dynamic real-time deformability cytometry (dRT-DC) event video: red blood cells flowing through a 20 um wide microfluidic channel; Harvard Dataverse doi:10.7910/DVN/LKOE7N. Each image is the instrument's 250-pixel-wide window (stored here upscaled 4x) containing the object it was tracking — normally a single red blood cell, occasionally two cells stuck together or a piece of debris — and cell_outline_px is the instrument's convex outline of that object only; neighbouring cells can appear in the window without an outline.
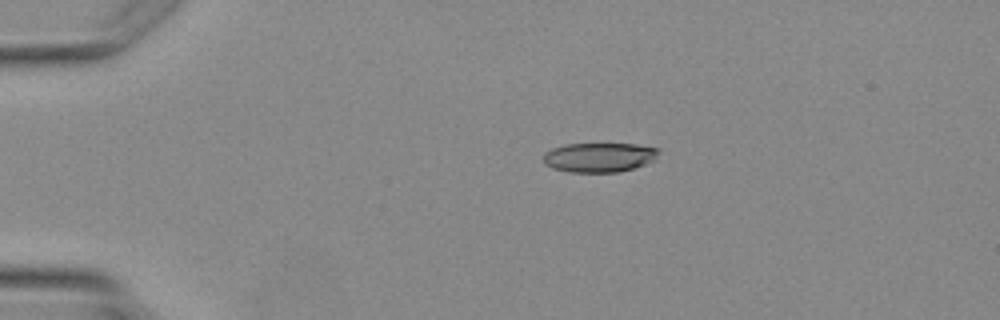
{"species": "Egyptian fruit bat (a non-hibernating species)", "species_latin": "Rousettus aegyptiacus", "temperature_condition": "warm", "stored_images_in_passage": 3, "camera_frame_rate_fps": 3000, "um_per_image_px": 0.085, "animal": {"sex": "female"}, "frame": {"image": 1, "passage_image": 1, "time_ms": 0.0, "image_size_px": [1000, 320], "cell_outline_px": [[660, 152], [656, 160], [620, 172], [568, 172], [552, 168], [544, 164], [544, 152], [552, 148], [564, 144], [636, 144], [660, 148]], "centroid_in_image_um": [50.95, 13.37], "position_along_channel_um": 34.1, "area_um2": 20.0}}